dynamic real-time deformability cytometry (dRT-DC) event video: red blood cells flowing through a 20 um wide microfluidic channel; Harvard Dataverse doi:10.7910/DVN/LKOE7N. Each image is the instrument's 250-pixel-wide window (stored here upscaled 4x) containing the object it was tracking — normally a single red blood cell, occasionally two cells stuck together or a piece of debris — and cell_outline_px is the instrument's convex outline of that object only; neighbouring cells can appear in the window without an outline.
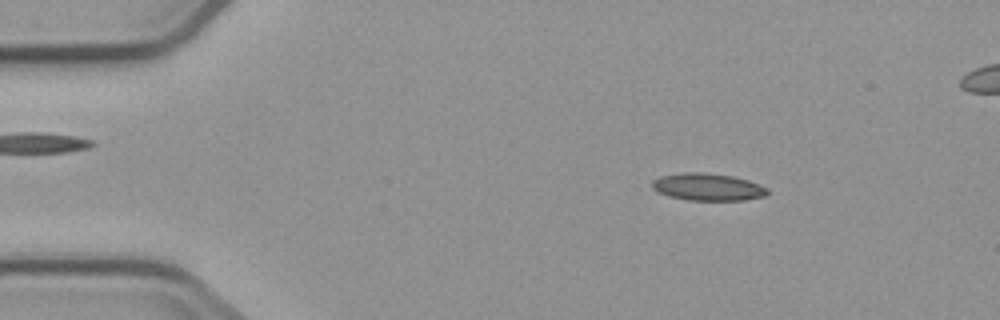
{"species": "common noctule bat (a hibernating species)", "species_latin": "Nyctalus noctula", "temperature_condition": "cold", "stored_images_in_passage": 4, "camera_frame_rate_fps": 3000, "um_per_image_px": 0.085, "animal": {"sex": "male", "body_mass_g": 23.1, "forearm_length_mm": 52.7}, "frame": {"image": 1, "passage_image": 2, "time_ms": 1.667, "image_size_px": [1000, 320], "cell_outline_px": [[768, 192], [764, 196], [744, 200], [688, 200], [668, 196], [656, 192], [652, 188], [652, 180], [660, 176], [680, 172], [704, 172], [732, 176], [748, 180], [768, 188]], "centroid_in_image_um": [60.11, 15.88], "position_along_channel_um": 24.9, "area_um2": 18.44}}